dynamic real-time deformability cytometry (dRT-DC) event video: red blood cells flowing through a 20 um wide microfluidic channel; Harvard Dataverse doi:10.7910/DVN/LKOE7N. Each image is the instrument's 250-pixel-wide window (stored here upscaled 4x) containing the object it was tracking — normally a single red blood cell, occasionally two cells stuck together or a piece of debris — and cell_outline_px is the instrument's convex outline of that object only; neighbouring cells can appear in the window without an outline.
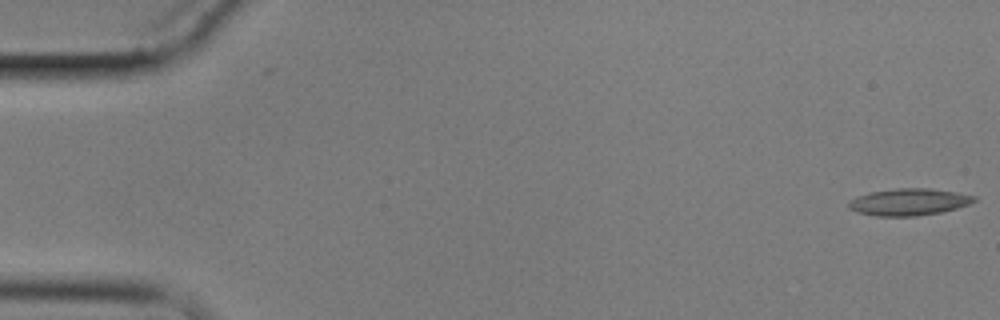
{"species": "common noctule bat (a hibernating species)", "species_latin": "Nyctalus noctula", "temperature_condition": "cold", "stored_images_in_passage": 15, "camera_frame_rate_fps": 3000, "um_per_image_px": 0.085, "animal": {"sex": "male", "body_mass_g": 17.9}, "frame": {"image": 1, "passage_image": 1, "time_ms": 0.0, "image_size_px": [1000, 320], "cell_outline_px": [[976, 200], [968, 204], [956, 208], [940, 212], [916, 216], [876, 216], [856, 212], [848, 208], [848, 204], [852, 200], [868, 192], [896, 188], [932, 188], [956, 192], [976, 196]], "centroid_in_image_um": [77.25, 17.16], "position_along_channel_um": 7.7, "area_um2": 19.59}}
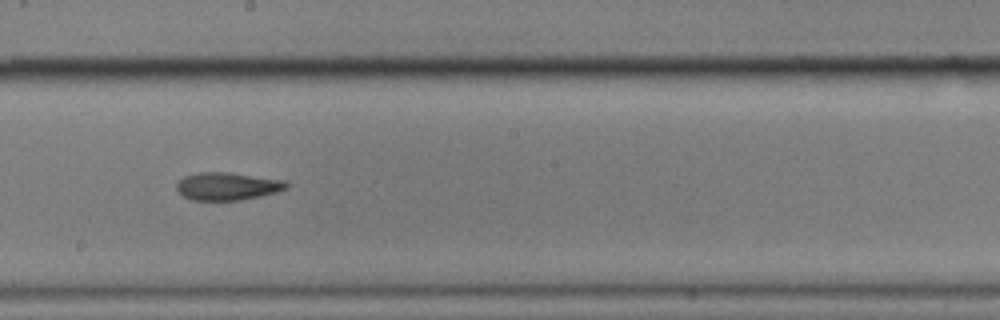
{"frame": {"image": 2, "passage_image": 9, "time_ms": 10.333, "image_size_px": [1000, 320], "cell_outline_px": [[288, 188], [276, 192], [260, 196], [240, 200], [192, 200], [184, 196], [176, 188], [176, 184], [184, 176], [200, 172], [228, 172], [288, 180]], "centroid_in_image_um": [19.37, 15.82], "position_along_channel_um": 228.8, "area_um2": 17.8}}
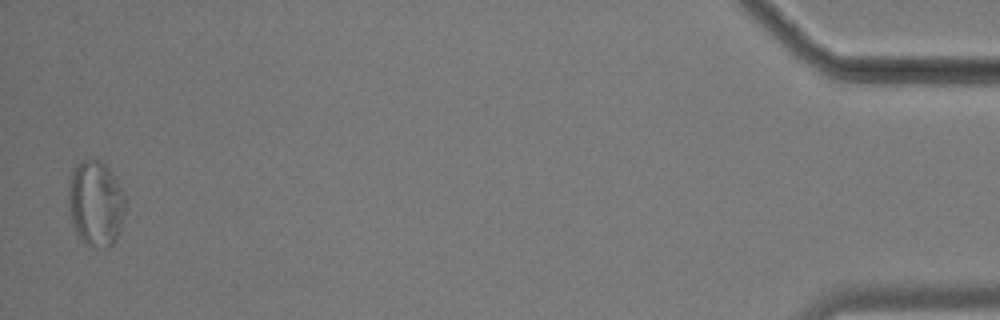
{"frame": {"image": 3, "passage_image": 15, "time_ms": 18.667, "image_size_px": [1000, 320], "cell_outline_px": [[128, 204], [116, 240], [108, 248], [96, 248], [84, 244], [76, 232], [72, 224], [68, 204], [68, 192], [72, 172], [76, 164], [84, 160], [96, 160], [104, 164], [108, 168], [116, 180], [128, 200]], "centroid_in_image_um": [8.16, 17.34], "position_along_channel_um": 427.0, "area_um2": 28.67}, "authors_computed_cell_mechanics": {"area_um2": 18.3804, "velocity_mm_per_s": 3.4274, "shape_relaxation_time_tau1_ms": 5.5646, "shape_relaxation_time_tau2_ms": 5.2446, "deformation_change_tau1": 0.1269, "deformation_change_tau2": 0.1063}}